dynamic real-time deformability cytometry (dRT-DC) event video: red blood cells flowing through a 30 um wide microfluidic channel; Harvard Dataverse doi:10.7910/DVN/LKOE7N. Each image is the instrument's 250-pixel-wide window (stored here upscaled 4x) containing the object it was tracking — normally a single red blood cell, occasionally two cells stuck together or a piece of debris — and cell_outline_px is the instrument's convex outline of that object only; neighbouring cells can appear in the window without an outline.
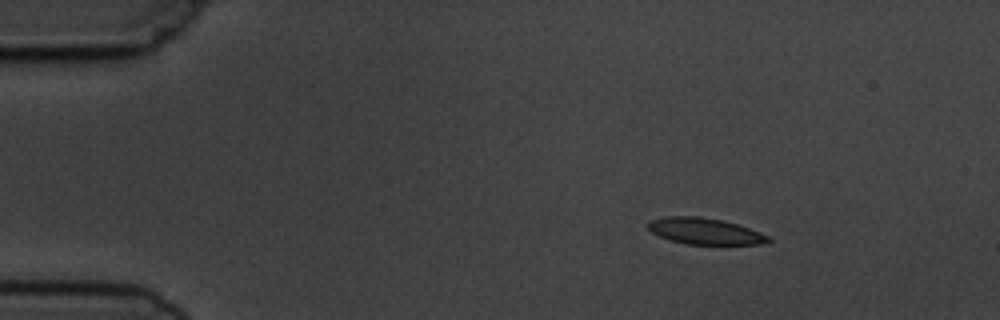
{"species": "common noctule bat (a hibernating species)", "species_latin": "Nyctalus noctula", "temperature_condition": "cold", "stored_images_in_passage": 3, "camera_frame_rate_fps": 3000, "um_per_image_px": 0.085, "animal": {"sex": "male", "body_mass_g": 19.5, "forearm_length_mm": 54.6}, "frame": {"image": 1, "passage_image": 1, "time_ms": 0.0, "image_size_px": [1000, 320], "cell_outline_px": [[772, 240], [760, 244], [684, 244], [660, 236], [652, 232], [648, 228], [648, 220], [664, 216], [700, 216], [724, 220], [760, 232], [768, 236]], "centroid_in_image_um": [59.88, 19.63], "position_along_channel_um": 25.1, "area_um2": 18.38}}